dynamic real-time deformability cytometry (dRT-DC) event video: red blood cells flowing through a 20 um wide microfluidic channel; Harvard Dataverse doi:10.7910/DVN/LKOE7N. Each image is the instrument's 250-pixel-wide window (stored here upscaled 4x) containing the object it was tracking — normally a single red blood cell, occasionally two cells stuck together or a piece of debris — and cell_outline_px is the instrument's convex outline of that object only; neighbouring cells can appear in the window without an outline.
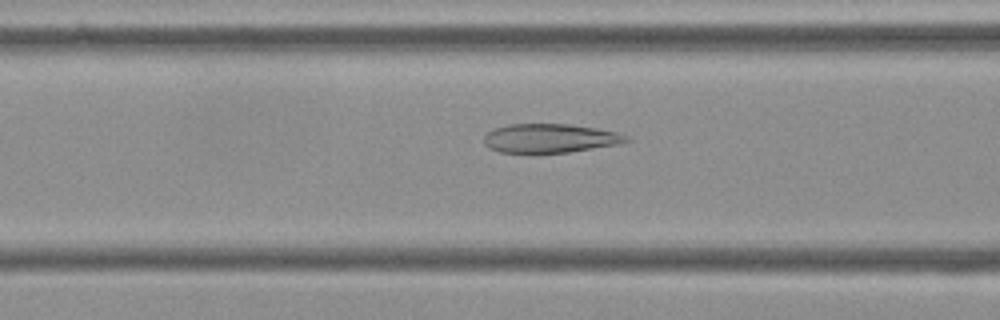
{"species": "Egyptian fruit bat (a non-hibernating species)", "species_latin": "Rousettus aegyptiacus", "temperature_condition": "cold", "stored_images_in_passage": 54, "camera_frame_rate_fps": 3000, "um_per_image_px": 0.085, "frame": {"image": 1, "passage_image": 21, "time_ms": 6.667, "image_size_px": [1000, 320], "cell_outline_px": [[632, 140], [620, 144], [568, 152], [500, 152], [488, 148], [484, 144], [484, 136], [488, 132], [496, 128], [508, 124], [568, 124], [596, 128], [616, 132], [628, 136]], "centroid_in_image_um": [46.76, 11.75], "position_along_channel_um": 119.8, "area_um2": 23.87}}
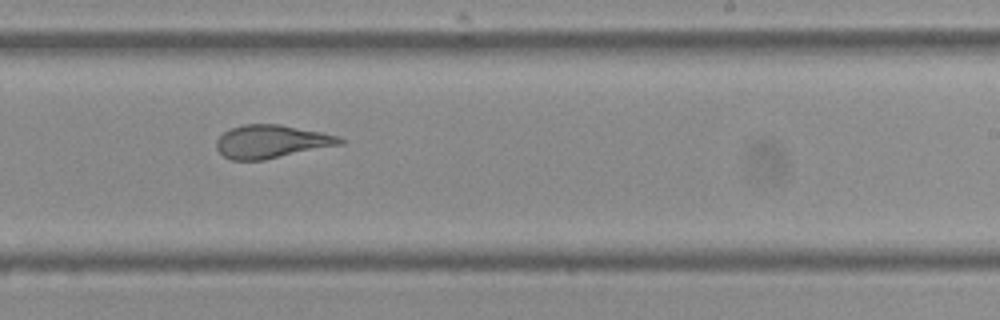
{"frame": {"image": 2, "passage_image": 33, "time_ms": 10.667, "image_size_px": [1000, 320], "cell_outline_px": [[344, 144], [264, 160], [232, 160], [224, 156], [216, 148], [216, 140], [224, 132], [232, 128], [244, 124], [280, 124], [320, 132], [336, 136], [344, 140]], "centroid_in_image_um": [23.06, 12.04], "position_along_channel_um": 265.9, "area_um2": 23.76}}
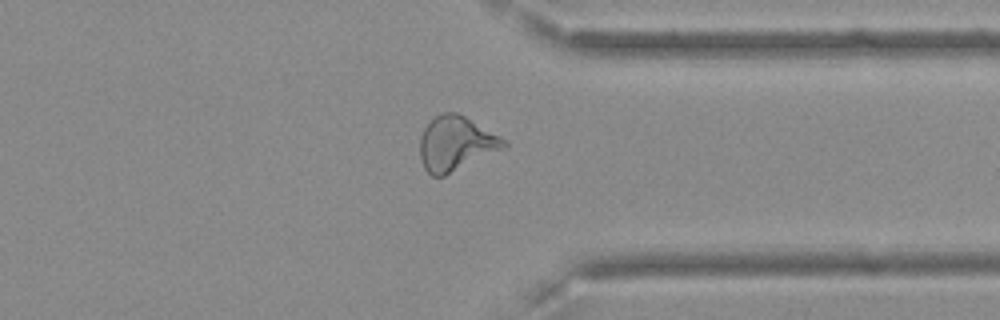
{"frame": {"image": 3, "passage_image": 42, "time_ms": 13.667, "image_size_px": [1000, 320], "cell_outline_px": [[508, 144], [504, 148], [444, 176], [432, 176], [424, 168], [420, 156], [420, 136], [424, 128], [436, 116], [444, 112], [456, 112], [464, 116], [508, 140]], "centroid_in_image_um": [38.75, 12.2], "position_along_channel_um": 372.6, "area_um2": 26.36}, "authors_computed_cell_mechanics": {"area_um2": 26.3857, "velocity_mm_per_s": 3.6504, "shape_relaxation_time_tau1_ms": 9.6223, "shape_relaxation_time_tau2_ms": 1.2856, "deformation_change_tau1": 0.2423, "deformation_change_tau2": 0.089}}